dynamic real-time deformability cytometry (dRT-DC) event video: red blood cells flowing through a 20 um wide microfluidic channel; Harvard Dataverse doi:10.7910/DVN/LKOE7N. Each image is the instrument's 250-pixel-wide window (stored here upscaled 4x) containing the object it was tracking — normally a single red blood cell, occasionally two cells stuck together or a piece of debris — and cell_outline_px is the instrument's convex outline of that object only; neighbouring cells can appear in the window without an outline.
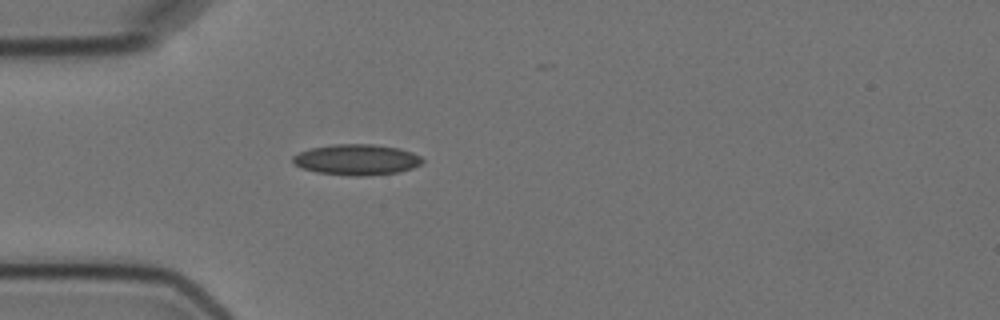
{"species": "Egyptian fruit bat (a non-hibernating species)", "species_latin": "Rousettus aegyptiacus", "temperature_condition": "cold", "stored_images_in_passage": 4, "camera_frame_rate_fps": 3000, "um_per_image_px": 0.085, "animal": {"sex": "female"}, "frame": {"image": 1, "passage_image": 4, "time_ms": 3.667, "image_size_px": [1000, 320], "cell_outline_px": [[424, 160], [420, 164], [412, 168], [400, 172], [364, 176], [348, 176], [316, 172], [304, 168], [296, 164], [292, 160], [292, 156], [300, 152], [312, 148], [332, 144], [372, 144], [400, 148], [412, 152], [420, 156]], "centroid_in_image_um": [30.34, 13.57], "position_along_channel_um": 54.7, "area_um2": 23.24}}